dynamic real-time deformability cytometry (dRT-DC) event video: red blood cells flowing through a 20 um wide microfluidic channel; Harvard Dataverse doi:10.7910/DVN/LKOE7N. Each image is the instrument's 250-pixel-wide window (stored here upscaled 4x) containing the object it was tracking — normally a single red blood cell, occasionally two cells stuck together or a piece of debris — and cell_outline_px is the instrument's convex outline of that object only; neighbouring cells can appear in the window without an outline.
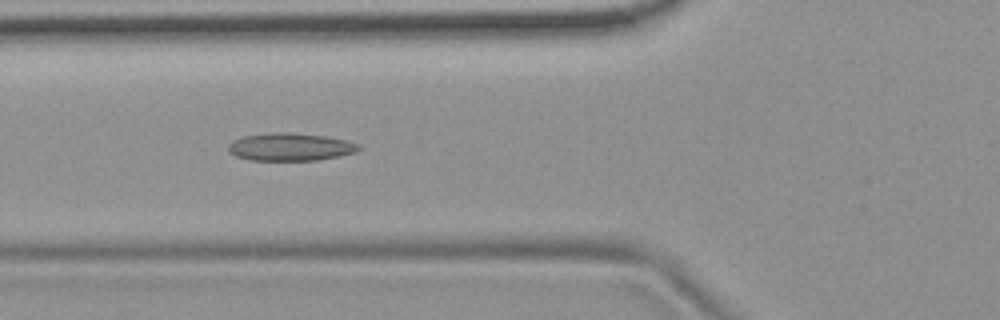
{"species": "common noctule bat (a hibernating species)", "species_latin": "Nyctalus noctula", "temperature_condition": "room temperature", "stored_images_in_passage": 33, "camera_frame_rate_fps": 3000, "um_per_image_px": 0.085, "animal": {"sex": "female", "body_mass_g": 19.9}, "frame": {"image": 1, "passage_image": 4, "time_ms": 1.0, "image_size_px": [1000, 320], "cell_outline_px": [[360, 148], [356, 152], [340, 156], [320, 160], [248, 160], [236, 156], [228, 152], [228, 144], [232, 140], [244, 136], [272, 132], [288, 132], [324, 136], [348, 140], [360, 144]], "centroid_in_image_um": [24.67, 12.49], "position_along_channel_um": 101.1, "area_um2": 21.27}}
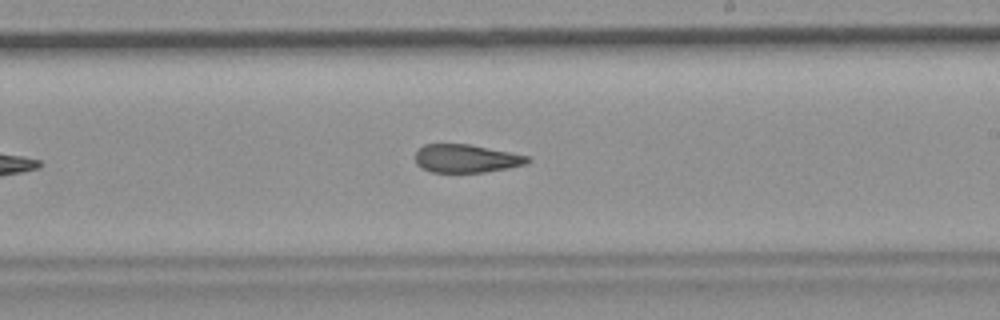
{"frame": {"image": 2, "passage_image": 16, "time_ms": 5.0, "image_size_px": [1000, 320], "cell_outline_px": [[532, 160], [528, 164], [508, 168], [484, 172], [432, 172], [420, 168], [416, 164], [416, 152], [424, 144], [468, 144], [528, 156]], "centroid_in_image_um": [39.62, 13.48], "position_along_channel_um": 249.4, "area_um2": 18.38}}
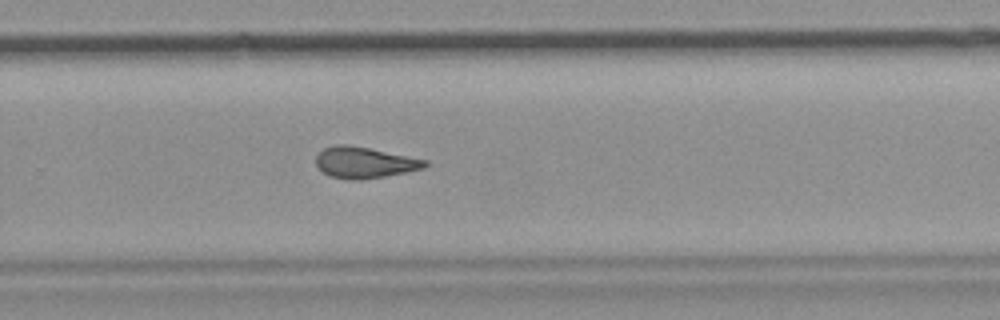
{"frame": {"image": 3, "passage_image": 20, "time_ms": 6.333, "image_size_px": [1000, 320], "cell_outline_px": [[428, 164], [424, 168], [364, 180], [348, 180], [328, 176], [316, 164], [316, 156], [324, 148], [336, 144], [348, 144], [428, 160]], "centroid_in_image_um": [30.96, 13.82], "position_along_channel_um": 298.8, "area_um2": 19.71}, "authors_computed_cell_mechanics": {"area_um2": 19.8832, "velocity_mm_per_s": 3.7149, "shape_relaxation_time_tau1_ms": null, "shape_relaxation_time_tau2_ms": 3.0024, "deformation_change_tau1": null, "deformation_change_tau2": 0.1162}}